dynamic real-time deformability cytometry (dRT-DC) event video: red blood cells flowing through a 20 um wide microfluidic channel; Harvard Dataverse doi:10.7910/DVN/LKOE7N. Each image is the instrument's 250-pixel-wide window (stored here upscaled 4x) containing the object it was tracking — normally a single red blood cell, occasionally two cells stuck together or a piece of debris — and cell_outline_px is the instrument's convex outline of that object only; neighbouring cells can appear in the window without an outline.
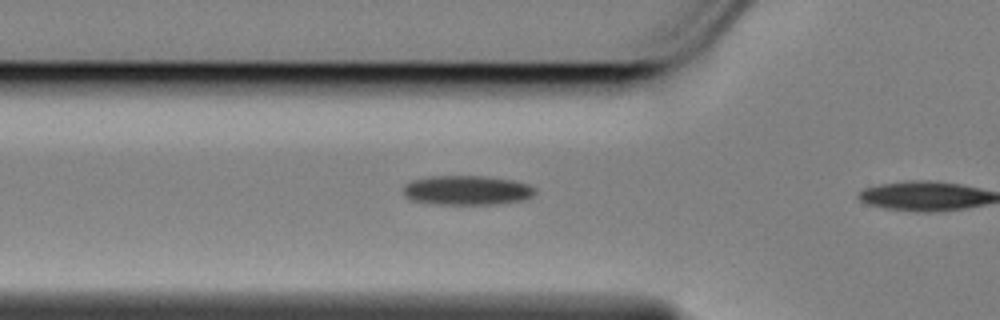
{"species": "Egyptian fruit bat (a non-hibernating species)", "species_latin": "Rousettus aegyptiacus", "temperature_condition": "cold", "stored_images_in_passage": 10, "camera_frame_rate_fps": 3000, "um_per_image_px": 0.085, "animal": {"sex": "female"}, "frame": {"image": 1, "passage_image": 9, "time_ms": 2.667, "image_size_px": [1000, 320], "cell_outline_px": [[536, 192], [528, 200], [500, 204], [436, 204], [412, 200], [404, 196], [404, 184], [412, 180], [428, 176], [488, 176], [512, 180], [528, 184], [536, 188]], "centroid_in_image_um": [39.73, 16.17], "position_along_channel_um": 86.1, "area_um2": 22.95}}